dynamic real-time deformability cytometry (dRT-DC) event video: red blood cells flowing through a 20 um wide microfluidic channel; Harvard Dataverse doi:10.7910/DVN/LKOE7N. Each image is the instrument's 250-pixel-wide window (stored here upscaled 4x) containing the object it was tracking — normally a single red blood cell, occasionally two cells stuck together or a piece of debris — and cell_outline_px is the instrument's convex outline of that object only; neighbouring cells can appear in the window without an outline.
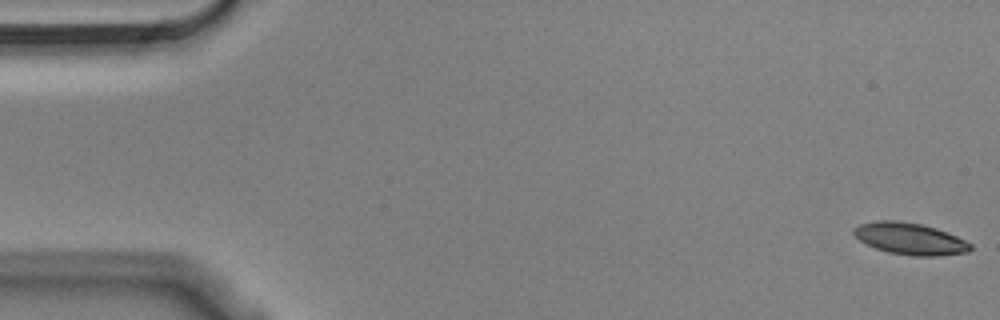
{"species": "Egyptian fruit bat (a non-hibernating species)", "species_latin": "Rousettus aegyptiacus", "temperature_condition": "cold", "stored_images_in_passage": 55, "camera_frame_rate_fps": 3000, "um_per_image_px": 0.085, "animal": {"sex": "male"}, "frame": {"image": 1, "passage_image": 1, "time_ms": 0.0, "image_size_px": [1000, 320], "cell_outline_px": [[972, 248], [968, 252], [936, 256], [912, 256], [888, 252], [876, 248], [860, 240], [852, 232], [860, 224], [880, 220], [892, 220], [920, 224], [936, 228], [956, 236], [972, 244]], "centroid_in_image_um": [77.37, 20.3], "position_along_channel_um": 7.6, "area_um2": 21.27}}
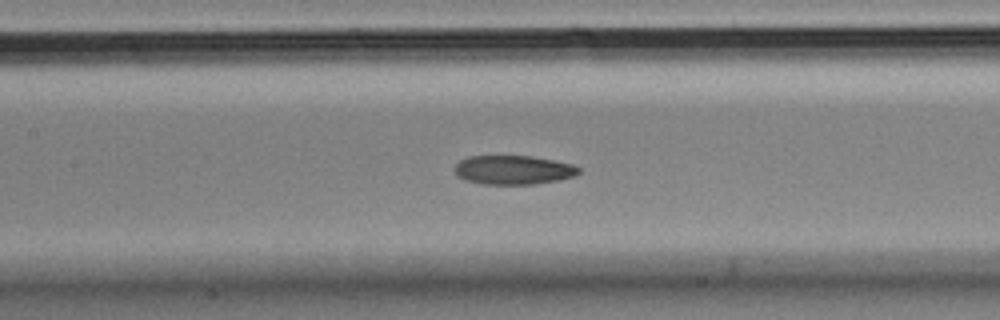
{"frame": {"image": 2, "passage_image": 25, "time_ms": 8.0, "image_size_px": [1000, 320], "cell_outline_px": [[580, 172], [576, 176], [556, 180], [532, 184], [480, 184], [464, 180], [456, 176], [452, 168], [460, 160], [468, 156], [528, 156], [552, 160], [572, 164], [580, 168]], "centroid_in_image_um": [43.57, 14.45], "position_along_channel_um": 163.8, "area_um2": 21.1}}
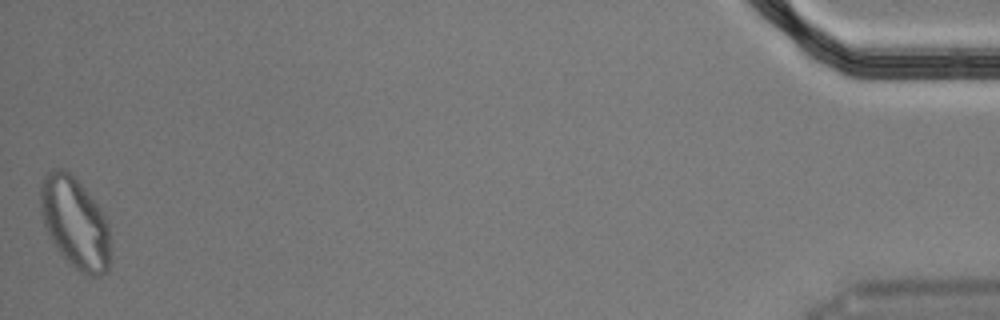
{"frame": {"image": 3, "passage_image": 55, "time_ms": 18.0, "image_size_px": [1000, 320], "cell_outline_px": [[112, 256], [108, 268], [100, 276], [88, 276], [80, 272], [56, 248], [48, 236], [44, 224], [40, 204], [40, 188], [44, 176], [52, 168], [64, 168], [84, 188], [96, 204], [104, 216], [108, 224]], "centroid_in_image_um": [6.38, 18.96], "position_along_channel_um": 428.8, "area_um2": 37.05}, "authors_computed_cell_mechanics": {"area_um2": 22.253, "velocity_mm_per_s": 3.6017, "shape_relaxation_time_tau1_ms": 6.4093, "shape_relaxation_time_tau2_ms": 2.8316, "deformation_change_tau1": 0.1553, "deformation_change_tau2": 0.0859}}